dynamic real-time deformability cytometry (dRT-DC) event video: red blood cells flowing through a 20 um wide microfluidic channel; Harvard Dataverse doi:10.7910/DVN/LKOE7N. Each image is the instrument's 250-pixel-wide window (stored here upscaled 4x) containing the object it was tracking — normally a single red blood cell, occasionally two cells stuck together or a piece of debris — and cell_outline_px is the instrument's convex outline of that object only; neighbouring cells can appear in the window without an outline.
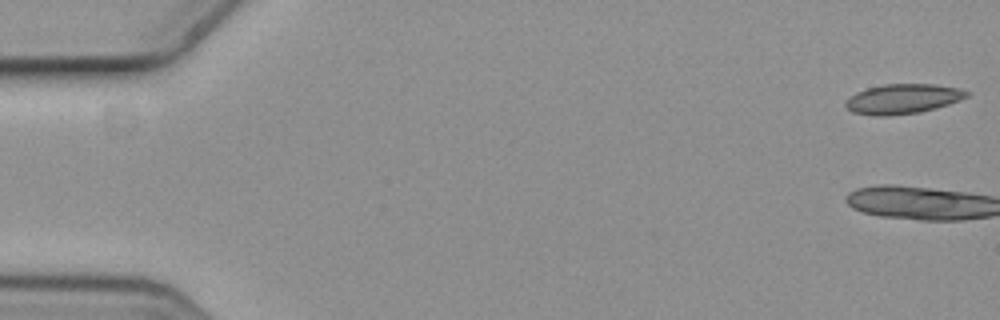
{"species": "common noctule bat (a hibernating species)", "species_latin": "Nyctalus noctula", "temperature_condition": "cold", "stored_images_in_passage": 7, "camera_frame_rate_fps": 3000, "um_per_image_px": 0.085, "animal": {"sex": "female", "body_mass_g": 19.3, "forearm_length_mm": 54.1}, "frame": {"image": 1, "passage_image": 1, "time_ms": 0.0, "image_size_px": [1000, 320], "cell_outline_px": [[972, 92], [968, 96], [960, 100], [936, 108], [920, 112], [888, 116], [872, 116], [852, 112], [844, 104], [856, 92], [868, 88], [884, 84], [936, 84], [960, 88]], "centroid_in_image_um": [76.78, 8.4], "position_along_channel_um": 8.2, "area_um2": 21.1}}
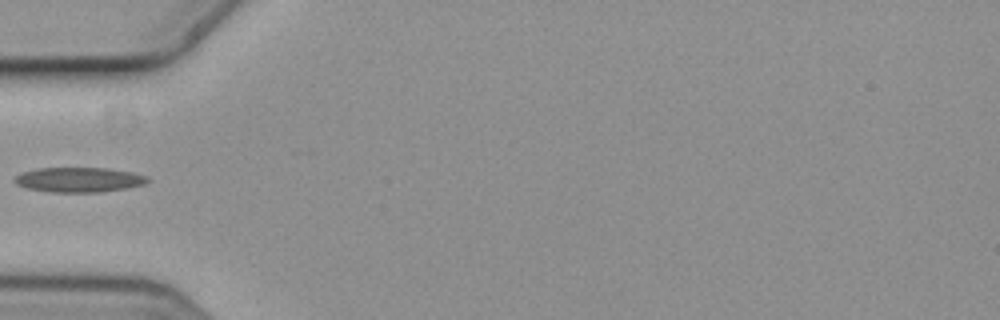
{"frame": {"image": 2, "passage_image": 7, "time_ms": 2.0, "image_size_px": [1000, 320], "cell_outline_px": [[148, 180], [144, 184], [124, 188], [100, 192], [52, 192], [28, 188], [16, 184], [12, 180], [16, 176], [24, 172], [40, 168], [104, 168], [128, 172], [144, 176]], "centroid_in_image_um": [6.64, 15.28], "position_along_channel_um": 78.4, "area_um2": 18.73}}